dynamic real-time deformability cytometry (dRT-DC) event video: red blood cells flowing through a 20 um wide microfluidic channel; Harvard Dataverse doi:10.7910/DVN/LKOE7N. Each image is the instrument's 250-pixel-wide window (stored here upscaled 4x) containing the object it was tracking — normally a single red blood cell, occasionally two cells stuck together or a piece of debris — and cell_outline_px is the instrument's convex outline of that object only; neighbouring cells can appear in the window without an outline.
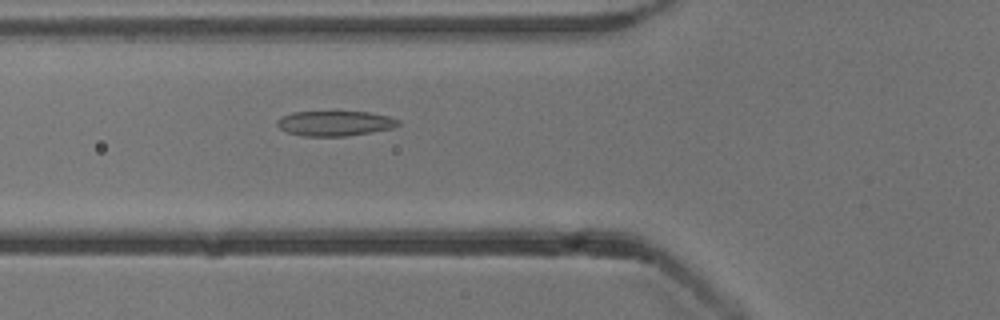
{"species": "common noctule bat (a hibernating species)", "species_latin": "Nyctalus noctula", "temperature_condition": "cold", "stored_images_in_passage": 40, "camera_frame_rate_fps": 3000, "um_per_image_px": 0.085, "animal": {"sex": "male", "body_mass_g": 13.3}, "frame": {"image": 1, "passage_image": 6, "time_ms": 1.667, "image_size_px": [1000, 320], "cell_outline_px": [[400, 124], [392, 128], [372, 132], [348, 136], [304, 136], [288, 132], [280, 128], [276, 124], [276, 120], [280, 116], [292, 112], [372, 112], [388, 116], [400, 120]], "centroid_in_image_um": [28.47, 10.48], "position_along_channel_um": 97.3, "area_um2": 17.74}}
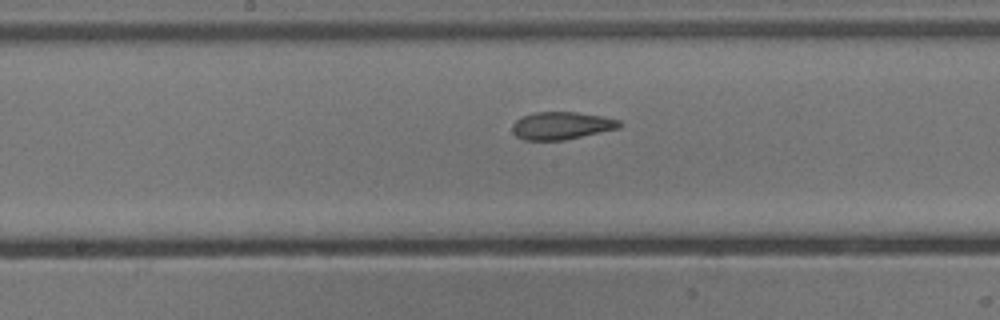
{"frame": {"image": 2, "passage_image": 14, "time_ms": 4.333, "image_size_px": [1000, 320], "cell_outline_px": [[624, 124], [620, 128], [564, 140], [524, 140], [516, 136], [512, 132], [512, 124], [516, 120], [524, 116], [536, 112], [576, 112], [604, 116], [620, 120]], "centroid_in_image_um": [47.76, 10.68], "position_along_channel_um": 200.4, "area_um2": 17.34}}
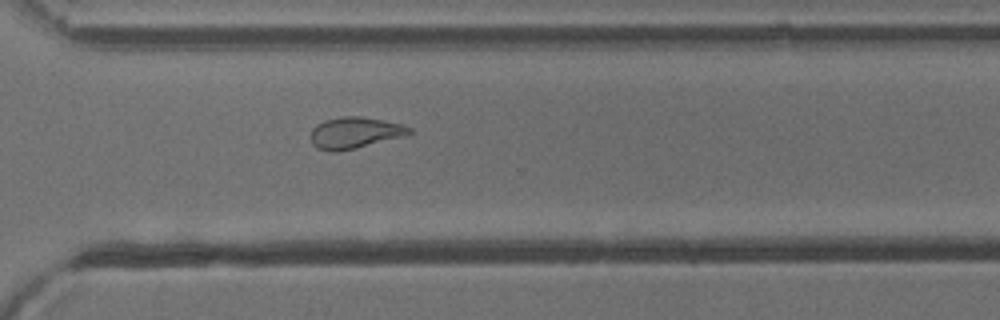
{"frame": {"image": 3, "passage_image": 25, "time_ms": 8.0, "image_size_px": [1000, 320], "cell_outline_px": [[412, 132], [404, 136], [356, 148], [336, 152], [328, 152], [316, 148], [312, 144], [312, 128], [316, 124], [324, 120], [344, 116], [360, 116], [384, 120], [404, 124], [412, 128]], "centroid_in_image_um": [30.16, 11.28], "position_along_channel_um": 340.4, "area_um2": 18.15}, "authors_computed_cell_mechanics": {"area_um2": 18.0336, "velocity_mm_per_s": 3.8357, "shape_relaxation_time_tau1_ms": 10.4986, "shape_relaxation_time_tau2_ms": 3.382, "deformation_change_tau1": 0.2419, "deformation_change_tau2": 0.094}}